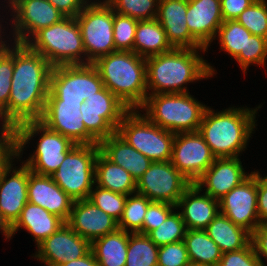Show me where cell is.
<instances>
[{
	"mask_svg": "<svg viewBox=\"0 0 267 266\" xmlns=\"http://www.w3.org/2000/svg\"><path fill=\"white\" fill-rule=\"evenodd\" d=\"M184 240L159 247L157 266L190 265Z\"/></svg>",
	"mask_w": 267,
	"mask_h": 266,
	"instance_id": "cell-42",
	"label": "cell"
},
{
	"mask_svg": "<svg viewBox=\"0 0 267 266\" xmlns=\"http://www.w3.org/2000/svg\"><path fill=\"white\" fill-rule=\"evenodd\" d=\"M88 199L99 209L103 210L105 213L119 222L123 214L127 195L103 189L97 185H94Z\"/></svg>",
	"mask_w": 267,
	"mask_h": 266,
	"instance_id": "cell-40",
	"label": "cell"
},
{
	"mask_svg": "<svg viewBox=\"0 0 267 266\" xmlns=\"http://www.w3.org/2000/svg\"><path fill=\"white\" fill-rule=\"evenodd\" d=\"M151 202L146 196L138 193L128 195L118 228L130 233L143 234L144 217Z\"/></svg>",
	"mask_w": 267,
	"mask_h": 266,
	"instance_id": "cell-35",
	"label": "cell"
},
{
	"mask_svg": "<svg viewBox=\"0 0 267 266\" xmlns=\"http://www.w3.org/2000/svg\"><path fill=\"white\" fill-rule=\"evenodd\" d=\"M99 146L110 161L129 172L136 182L152 164L150 159L130 146L117 133L103 139Z\"/></svg>",
	"mask_w": 267,
	"mask_h": 266,
	"instance_id": "cell-28",
	"label": "cell"
},
{
	"mask_svg": "<svg viewBox=\"0 0 267 266\" xmlns=\"http://www.w3.org/2000/svg\"><path fill=\"white\" fill-rule=\"evenodd\" d=\"M207 107L190 92L167 93L148 95L140 111L155 125L177 134L199 131Z\"/></svg>",
	"mask_w": 267,
	"mask_h": 266,
	"instance_id": "cell-6",
	"label": "cell"
},
{
	"mask_svg": "<svg viewBox=\"0 0 267 266\" xmlns=\"http://www.w3.org/2000/svg\"><path fill=\"white\" fill-rule=\"evenodd\" d=\"M200 193V188L193 183L184 191L176 205V209L181 210L186 229L205 230L220 212L219 200L204 192Z\"/></svg>",
	"mask_w": 267,
	"mask_h": 266,
	"instance_id": "cell-26",
	"label": "cell"
},
{
	"mask_svg": "<svg viewBox=\"0 0 267 266\" xmlns=\"http://www.w3.org/2000/svg\"><path fill=\"white\" fill-rule=\"evenodd\" d=\"M65 17H76L90 0H48Z\"/></svg>",
	"mask_w": 267,
	"mask_h": 266,
	"instance_id": "cell-49",
	"label": "cell"
},
{
	"mask_svg": "<svg viewBox=\"0 0 267 266\" xmlns=\"http://www.w3.org/2000/svg\"><path fill=\"white\" fill-rule=\"evenodd\" d=\"M216 266H262L256 255L252 242L238 251L222 253V257Z\"/></svg>",
	"mask_w": 267,
	"mask_h": 266,
	"instance_id": "cell-43",
	"label": "cell"
},
{
	"mask_svg": "<svg viewBox=\"0 0 267 266\" xmlns=\"http://www.w3.org/2000/svg\"><path fill=\"white\" fill-rule=\"evenodd\" d=\"M251 242L255 249L256 255L262 263V266H267L264 260L267 261V224H260L251 234ZM264 258V260L262 259Z\"/></svg>",
	"mask_w": 267,
	"mask_h": 266,
	"instance_id": "cell-47",
	"label": "cell"
},
{
	"mask_svg": "<svg viewBox=\"0 0 267 266\" xmlns=\"http://www.w3.org/2000/svg\"><path fill=\"white\" fill-rule=\"evenodd\" d=\"M191 184L171 161H157L152 162L137 180L136 193L146 196L152 202H165L176 206Z\"/></svg>",
	"mask_w": 267,
	"mask_h": 266,
	"instance_id": "cell-15",
	"label": "cell"
},
{
	"mask_svg": "<svg viewBox=\"0 0 267 266\" xmlns=\"http://www.w3.org/2000/svg\"><path fill=\"white\" fill-rule=\"evenodd\" d=\"M137 19L113 10V36L116 51L133 52Z\"/></svg>",
	"mask_w": 267,
	"mask_h": 266,
	"instance_id": "cell-41",
	"label": "cell"
},
{
	"mask_svg": "<svg viewBox=\"0 0 267 266\" xmlns=\"http://www.w3.org/2000/svg\"><path fill=\"white\" fill-rule=\"evenodd\" d=\"M99 151V144H76L51 175L74 201L89 198L95 185V160Z\"/></svg>",
	"mask_w": 267,
	"mask_h": 266,
	"instance_id": "cell-9",
	"label": "cell"
},
{
	"mask_svg": "<svg viewBox=\"0 0 267 266\" xmlns=\"http://www.w3.org/2000/svg\"><path fill=\"white\" fill-rule=\"evenodd\" d=\"M32 257L46 266H59L82 258L91 250V243L65 223L37 246Z\"/></svg>",
	"mask_w": 267,
	"mask_h": 266,
	"instance_id": "cell-19",
	"label": "cell"
},
{
	"mask_svg": "<svg viewBox=\"0 0 267 266\" xmlns=\"http://www.w3.org/2000/svg\"><path fill=\"white\" fill-rule=\"evenodd\" d=\"M244 169L240 157L216 158L195 184L201 192L220 200L252 174Z\"/></svg>",
	"mask_w": 267,
	"mask_h": 266,
	"instance_id": "cell-21",
	"label": "cell"
},
{
	"mask_svg": "<svg viewBox=\"0 0 267 266\" xmlns=\"http://www.w3.org/2000/svg\"><path fill=\"white\" fill-rule=\"evenodd\" d=\"M128 242L129 232L118 228L95 239L91 250L99 266H125Z\"/></svg>",
	"mask_w": 267,
	"mask_h": 266,
	"instance_id": "cell-32",
	"label": "cell"
},
{
	"mask_svg": "<svg viewBox=\"0 0 267 266\" xmlns=\"http://www.w3.org/2000/svg\"><path fill=\"white\" fill-rule=\"evenodd\" d=\"M223 21L221 0H188L187 26L191 35L207 50Z\"/></svg>",
	"mask_w": 267,
	"mask_h": 266,
	"instance_id": "cell-24",
	"label": "cell"
},
{
	"mask_svg": "<svg viewBox=\"0 0 267 266\" xmlns=\"http://www.w3.org/2000/svg\"><path fill=\"white\" fill-rule=\"evenodd\" d=\"M104 88L97 68L91 64L61 65L52 68L46 100L85 102Z\"/></svg>",
	"mask_w": 267,
	"mask_h": 266,
	"instance_id": "cell-11",
	"label": "cell"
},
{
	"mask_svg": "<svg viewBox=\"0 0 267 266\" xmlns=\"http://www.w3.org/2000/svg\"><path fill=\"white\" fill-rule=\"evenodd\" d=\"M95 185L127 196L136 193V181L132 175L101 151L95 160Z\"/></svg>",
	"mask_w": 267,
	"mask_h": 266,
	"instance_id": "cell-29",
	"label": "cell"
},
{
	"mask_svg": "<svg viewBox=\"0 0 267 266\" xmlns=\"http://www.w3.org/2000/svg\"><path fill=\"white\" fill-rule=\"evenodd\" d=\"M80 111L86 130L100 143L116 133L120 122L130 109L104 87L87 98Z\"/></svg>",
	"mask_w": 267,
	"mask_h": 266,
	"instance_id": "cell-13",
	"label": "cell"
},
{
	"mask_svg": "<svg viewBox=\"0 0 267 266\" xmlns=\"http://www.w3.org/2000/svg\"><path fill=\"white\" fill-rule=\"evenodd\" d=\"M255 0H221V13L224 21L236 18Z\"/></svg>",
	"mask_w": 267,
	"mask_h": 266,
	"instance_id": "cell-48",
	"label": "cell"
},
{
	"mask_svg": "<svg viewBox=\"0 0 267 266\" xmlns=\"http://www.w3.org/2000/svg\"><path fill=\"white\" fill-rule=\"evenodd\" d=\"M6 13H11L12 20L8 21L9 24L11 22L10 34L13 35L11 39L8 34L6 39L20 44H25L40 29L65 18L48 0H16Z\"/></svg>",
	"mask_w": 267,
	"mask_h": 266,
	"instance_id": "cell-14",
	"label": "cell"
},
{
	"mask_svg": "<svg viewBox=\"0 0 267 266\" xmlns=\"http://www.w3.org/2000/svg\"><path fill=\"white\" fill-rule=\"evenodd\" d=\"M6 1V2H5ZM16 0H4V1H2V2H5V3H7V5L5 6V4H4V7H10L14 2H15Z\"/></svg>",
	"mask_w": 267,
	"mask_h": 266,
	"instance_id": "cell-53",
	"label": "cell"
},
{
	"mask_svg": "<svg viewBox=\"0 0 267 266\" xmlns=\"http://www.w3.org/2000/svg\"><path fill=\"white\" fill-rule=\"evenodd\" d=\"M66 223L90 243L118 229V222L89 199L74 201Z\"/></svg>",
	"mask_w": 267,
	"mask_h": 266,
	"instance_id": "cell-22",
	"label": "cell"
},
{
	"mask_svg": "<svg viewBox=\"0 0 267 266\" xmlns=\"http://www.w3.org/2000/svg\"><path fill=\"white\" fill-rule=\"evenodd\" d=\"M2 19V20H1ZM0 19V51L1 50H3V49H5L8 45H9V40H6V39H4V38H6L5 37V35L7 34L6 32H4L5 31V29L7 28V27H5L4 26V24L2 25L1 23L2 22H4V19L3 18H1ZM4 26V27H3ZM3 28V29H2ZM3 30V31H2ZM3 34V35H2ZM5 34V35H4ZM8 42V43H7Z\"/></svg>",
	"mask_w": 267,
	"mask_h": 266,
	"instance_id": "cell-51",
	"label": "cell"
},
{
	"mask_svg": "<svg viewBox=\"0 0 267 266\" xmlns=\"http://www.w3.org/2000/svg\"><path fill=\"white\" fill-rule=\"evenodd\" d=\"M176 210V206L165 202H151L144 217L143 234L148 235L158 228Z\"/></svg>",
	"mask_w": 267,
	"mask_h": 266,
	"instance_id": "cell-44",
	"label": "cell"
},
{
	"mask_svg": "<svg viewBox=\"0 0 267 266\" xmlns=\"http://www.w3.org/2000/svg\"><path fill=\"white\" fill-rule=\"evenodd\" d=\"M205 231L222 253L241 250L251 242V234L248 231L235 225L220 212L209 223Z\"/></svg>",
	"mask_w": 267,
	"mask_h": 266,
	"instance_id": "cell-30",
	"label": "cell"
},
{
	"mask_svg": "<svg viewBox=\"0 0 267 266\" xmlns=\"http://www.w3.org/2000/svg\"><path fill=\"white\" fill-rule=\"evenodd\" d=\"M263 106L249 108L228 107L216 111L207 107L200 124L199 133L216 158H236L247 149L254 129L257 111Z\"/></svg>",
	"mask_w": 267,
	"mask_h": 266,
	"instance_id": "cell-3",
	"label": "cell"
},
{
	"mask_svg": "<svg viewBox=\"0 0 267 266\" xmlns=\"http://www.w3.org/2000/svg\"><path fill=\"white\" fill-rule=\"evenodd\" d=\"M216 38L220 51L234 58L245 75L251 65L266 67L267 38L251 34L236 20L223 21Z\"/></svg>",
	"mask_w": 267,
	"mask_h": 266,
	"instance_id": "cell-12",
	"label": "cell"
},
{
	"mask_svg": "<svg viewBox=\"0 0 267 266\" xmlns=\"http://www.w3.org/2000/svg\"><path fill=\"white\" fill-rule=\"evenodd\" d=\"M11 43L0 51V128H8V101L14 67V42Z\"/></svg>",
	"mask_w": 267,
	"mask_h": 266,
	"instance_id": "cell-36",
	"label": "cell"
},
{
	"mask_svg": "<svg viewBox=\"0 0 267 266\" xmlns=\"http://www.w3.org/2000/svg\"><path fill=\"white\" fill-rule=\"evenodd\" d=\"M173 211L166 220L148 236L158 247L184 240L186 226L178 209Z\"/></svg>",
	"mask_w": 267,
	"mask_h": 266,
	"instance_id": "cell-37",
	"label": "cell"
},
{
	"mask_svg": "<svg viewBox=\"0 0 267 266\" xmlns=\"http://www.w3.org/2000/svg\"><path fill=\"white\" fill-rule=\"evenodd\" d=\"M236 21L251 34L267 38V0H255L246 8Z\"/></svg>",
	"mask_w": 267,
	"mask_h": 266,
	"instance_id": "cell-39",
	"label": "cell"
},
{
	"mask_svg": "<svg viewBox=\"0 0 267 266\" xmlns=\"http://www.w3.org/2000/svg\"><path fill=\"white\" fill-rule=\"evenodd\" d=\"M17 146V159L21 161L26 145L33 137L39 138L35 149L28 159L22 162L31 172L51 176L64 161L66 154L76 145L66 136L49 129L40 120L20 123L14 128ZM25 147V148H24Z\"/></svg>",
	"mask_w": 267,
	"mask_h": 266,
	"instance_id": "cell-5",
	"label": "cell"
},
{
	"mask_svg": "<svg viewBox=\"0 0 267 266\" xmlns=\"http://www.w3.org/2000/svg\"><path fill=\"white\" fill-rule=\"evenodd\" d=\"M220 213L250 234L260 225L257 213V170L219 200Z\"/></svg>",
	"mask_w": 267,
	"mask_h": 266,
	"instance_id": "cell-17",
	"label": "cell"
},
{
	"mask_svg": "<svg viewBox=\"0 0 267 266\" xmlns=\"http://www.w3.org/2000/svg\"><path fill=\"white\" fill-rule=\"evenodd\" d=\"M184 242L191 264L216 266L222 257L220 248L205 230L187 229Z\"/></svg>",
	"mask_w": 267,
	"mask_h": 266,
	"instance_id": "cell-33",
	"label": "cell"
},
{
	"mask_svg": "<svg viewBox=\"0 0 267 266\" xmlns=\"http://www.w3.org/2000/svg\"><path fill=\"white\" fill-rule=\"evenodd\" d=\"M92 64L104 87L130 110H140L148 96L145 58L134 52L115 51L99 57Z\"/></svg>",
	"mask_w": 267,
	"mask_h": 266,
	"instance_id": "cell-4",
	"label": "cell"
},
{
	"mask_svg": "<svg viewBox=\"0 0 267 266\" xmlns=\"http://www.w3.org/2000/svg\"><path fill=\"white\" fill-rule=\"evenodd\" d=\"M53 66L26 44L14 42V67L8 101V128L40 120L49 94Z\"/></svg>",
	"mask_w": 267,
	"mask_h": 266,
	"instance_id": "cell-1",
	"label": "cell"
},
{
	"mask_svg": "<svg viewBox=\"0 0 267 266\" xmlns=\"http://www.w3.org/2000/svg\"><path fill=\"white\" fill-rule=\"evenodd\" d=\"M172 49L165 30L156 19L138 21L134 38V53L146 59Z\"/></svg>",
	"mask_w": 267,
	"mask_h": 266,
	"instance_id": "cell-31",
	"label": "cell"
},
{
	"mask_svg": "<svg viewBox=\"0 0 267 266\" xmlns=\"http://www.w3.org/2000/svg\"><path fill=\"white\" fill-rule=\"evenodd\" d=\"M66 222L55 214L48 212L39 205L27 202L17 221L10 227L11 237L19 229H24L36 246L55 233Z\"/></svg>",
	"mask_w": 267,
	"mask_h": 266,
	"instance_id": "cell-27",
	"label": "cell"
},
{
	"mask_svg": "<svg viewBox=\"0 0 267 266\" xmlns=\"http://www.w3.org/2000/svg\"><path fill=\"white\" fill-rule=\"evenodd\" d=\"M75 18L83 39L86 64L94 63L99 57L116 51L113 8L105 0H90Z\"/></svg>",
	"mask_w": 267,
	"mask_h": 266,
	"instance_id": "cell-10",
	"label": "cell"
},
{
	"mask_svg": "<svg viewBox=\"0 0 267 266\" xmlns=\"http://www.w3.org/2000/svg\"><path fill=\"white\" fill-rule=\"evenodd\" d=\"M215 159L198 131L175 134L170 161L192 184L203 175Z\"/></svg>",
	"mask_w": 267,
	"mask_h": 266,
	"instance_id": "cell-16",
	"label": "cell"
},
{
	"mask_svg": "<svg viewBox=\"0 0 267 266\" xmlns=\"http://www.w3.org/2000/svg\"><path fill=\"white\" fill-rule=\"evenodd\" d=\"M257 213L260 224H267V175L257 171Z\"/></svg>",
	"mask_w": 267,
	"mask_h": 266,
	"instance_id": "cell-46",
	"label": "cell"
},
{
	"mask_svg": "<svg viewBox=\"0 0 267 266\" xmlns=\"http://www.w3.org/2000/svg\"><path fill=\"white\" fill-rule=\"evenodd\" d=\"M188 0H159L156 20L173 48H204L190 33L186 22Z\"/></svg>",
	"mask_w": 267,
	"mask_h": 266,
	"instance_id": "cell-23",
	"label": "cell"
},
{
	"mask_svg": "<svg viewBox=\"0 0 267 266\" xmlns=\"http://www.w3.org/2000/svg\"><path fill=\"white\" fill-rule=\"evenodd\" d=\"M158 251L148 235L129 232L125 266H157Z\"/></svg>",
	"mask_w": 267,
	"mask_h": 266,
	"instance_id": "cell-34",
	"label": "cell"
},
{
	"mask_svg": "<svg viewBox=\"0 0 267 266\" xmlns=\"http://www.w3.org/2000/svg\"><path fill=\"white\" fill-rule=\"evenodd\" d=\"M27 194L28 202L41 206L65 222L69 220L74 200L54 182L51 176L38 175L29 169Z\"/></svg>",
	"mask_w": 267,
	"mask_h": 266,
	"instance_id": "cell-25",
	"label": "cell"
},
{
	"mask_svg": "<svg viewBox=\"0 0 267 266\" xmlns=\"http://www.w3.org/2000/svg\"><path fill=\"white\" fill-rule=\"evenodd\" d=\"M83 103L46 100L40 121L49 129L69 138L74 144H99L84 125L80 111Z\"/></svg>",
	"mask_w": 267,
	"mask_h": 266,
	"instance_id": "cell-18",
	"label": "cell"
},
{
	"mask_svg": "<svg viewBox=\"0 0 267 266\" xmlns=\"http://www.w3.org/2000/svg\"><path fill=\"white\" fill-rule=\"evenodd\" d=\"M59 266H99L94 253L90 250L85 256L79 259H75L66 263H62Z\"/></svg>",
	"mask_w": 267,
	"mask_h": 266,
	"instance_id": "cell-50",
	"label": "cell"
},
{
	"mask_svg": "<svg viewBox=\"0 0 267 266\" xmlns=\"http://www.w3.org/2000/svg\"><path fill=\"white\" fill-rule=\"evenodd\" d=\"M114 10L139 21L156 19L159 0H105Z\"/></svg>",
	"mask_w": 267,
	"mask_h": 266,
	"instance_id": "cell-38",
	"label": "cell"
},
{
	"mask_svg": "<svg viewBox=\"0 0 267 266\" xmlns=\"http://www.w3.org/2000/svg\"><path fill=\"white\" fill-rule=\"evenodd\" d=\"M25 44L40 53L53 67L86 64L83 39L74 17H65L40 29Z\"/></svg>",
	"mask_w": 267,
	"mask_h": 266,
	"instance_id": "cell-7",
	"label": "cell"
},
{
	"mask_svg": "<svg viewBox=\"0 0 267 266\" xmlns=\"http://www.w3.org/2000/svg\"><path fill=\"white\" fill-rule=\"evenodd\" d=\"M14 159H17L14 129L0 128V179L4 170Z\"/></svg>",
	"mask_w": 267,
	"mask_h": 266,
	"instance_id": "cell-45",
	"label": "cell"
},
{
	"mask_svg": "<svg viewBox=\"0 0 267 266\" xmlns=\"http://www.w3.org/2000/svg\"><path fill=\"white\" fill-rule=\"evenodd\" d=\"M0 231L2 235L6 238V240H11V232H10V227L7 225V223L2 219L0 215Z\"/></svg>",
	"mask_w": 267,
	"mask_h": 266,
	"instance_id": "cell-52",
	"label": "cell"
},
{
	"mask_svg": "<svg viewBox=\"0 0 267 266\" xmlns=\"http://www.w3.org/2000/svg\"><path fill=\"white\" fill-rule=\"evenodd\" d=\"M199 52L204 54L208 51L173 48L168 52L146 58L148 95L187 93L188 83H196L217 74L214 66L204 60Z\"/></svg>",
	"mask_w": 267,
	"mask_h": 266,
	"instance_id": "cell-2",
	"label": "cell"
},
{
	"mask_svg": "<svg viewBox=\"0 0 267 266\" xmlns=\"http://www.w3.org/2000/svg\"><path fill=\"white\" fill-rule=\"evenodd\" d=\"M13 162L15 160L4 170L0 179V215L9 227L17 221L28 202L29 168L23 162L16 167Z\"/></svg>",
	"mask_w": 267,
	"mask_h": 266,
	"instance_id": "cell-20",
	"label": "cell"
},
{
	"mask_svg": "<svg viewBox=\"0 0 267 266\" xmlns=\"http://www.w3.org/2000/svg\"><path fill=\"white\" fill-rule=\"evenodd\" d=\"M116 133L152 162L171 160L175 133L155 125L139 110H130Z\"/></svg>",
	"mask_w": 267,
	"mask_h": 266,
	"instance_id": "cell-8",
	"label": "cell"
},
{
	"mask_svg": "<svg viewBox=\"0 0 267 266\" xmlns=\"http://www.w3.org/2000/svg\"><path fill=\"white\" fill-rule=\"evenodd\" d=\"M188 266H204V265H196V264H190Z\"/></svg>",
	"mask_w": 267,
	"mask_h": 266,
	"instance_id": "cell-54",
	"label": "cell"
}]
</instances>
